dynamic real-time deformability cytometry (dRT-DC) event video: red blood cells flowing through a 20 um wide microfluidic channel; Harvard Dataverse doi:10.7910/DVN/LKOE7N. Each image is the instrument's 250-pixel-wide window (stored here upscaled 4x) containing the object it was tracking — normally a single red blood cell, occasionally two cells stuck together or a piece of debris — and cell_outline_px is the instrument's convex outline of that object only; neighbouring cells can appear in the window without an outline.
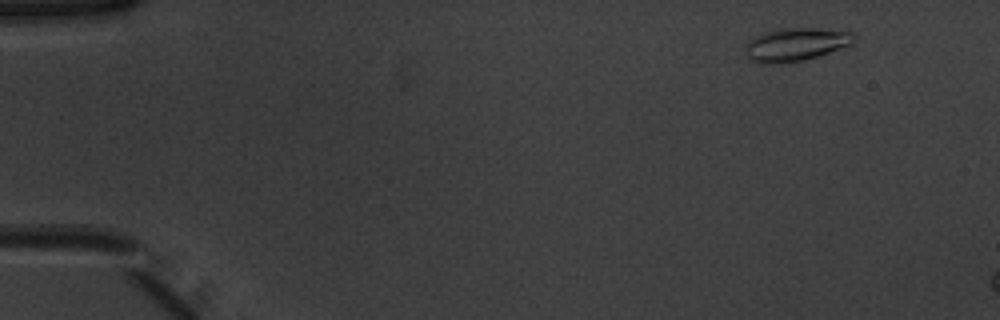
{"species": "common noctule bat (a hibernating species)", "species_latin": "Nyctalus noctula", "temperature_condition": "warm", "stored_images_in_passage": 7, "camera_frame_rate_fps": 3000, "um_per_image_px": 0.085, "animal": {"sex": "male", "body_mass_g": 20.1, "forearm_length_mm": 53.5}, "frame": {"image": 1, "passage_image": 1, "time_ms": 0.0, "image_size_px": [1000, 320], "cell_outline_px": [[856, 40], [852, 44], [816, 56], [784, 64], [764, 64], [748, 60], [744, 48], [756, 36], [768, 32], [784, 28], [812, 28], [856, 32]], "centroid_in_image_um": [67.66, 3.79], "position_along_channel_um": 17.3, "area_um2": 20.81}}